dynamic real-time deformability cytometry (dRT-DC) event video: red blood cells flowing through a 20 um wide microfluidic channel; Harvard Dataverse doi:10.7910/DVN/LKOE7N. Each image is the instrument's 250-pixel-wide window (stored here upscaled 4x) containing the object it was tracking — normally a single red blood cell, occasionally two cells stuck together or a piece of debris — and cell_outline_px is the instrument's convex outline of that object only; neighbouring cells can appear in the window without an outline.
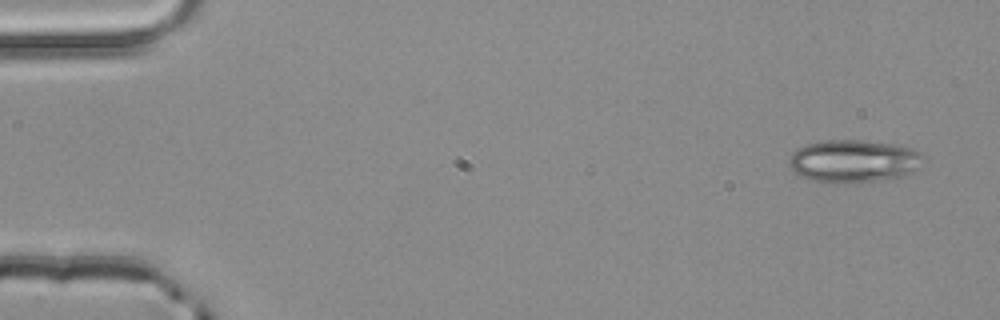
{"species": "common noctule bat (a hibernating species)", "species_latin": "Nyctalus noctula", "temperature_condition": "room temperature", "stored_images_in_passage": 4, "camera_frame_rate_fps": 3000, "um_per_image_px": 0.085, "animal": {"sex": "male", "body_mass_g": 20.4}, "frame": {"image": 1, "passage_image": 1, "time_ms": 0.0, "image_size_px": [1000, 320], "cell_outline_px": [[924, 156], [916, 172], [904, 176], [888, 180], [812, 180], [800, 176], [792, 172], [788, 164], [788, 160], [792, 152], [796, 148], [804, 144], [824, 140], [860, 140], [892, 144], [912, 148], [920, 152]], "centroid_in_image_um": [72.56, 13.65], "position_along_channel_um": 12.4, "area_um2": 33.06}}